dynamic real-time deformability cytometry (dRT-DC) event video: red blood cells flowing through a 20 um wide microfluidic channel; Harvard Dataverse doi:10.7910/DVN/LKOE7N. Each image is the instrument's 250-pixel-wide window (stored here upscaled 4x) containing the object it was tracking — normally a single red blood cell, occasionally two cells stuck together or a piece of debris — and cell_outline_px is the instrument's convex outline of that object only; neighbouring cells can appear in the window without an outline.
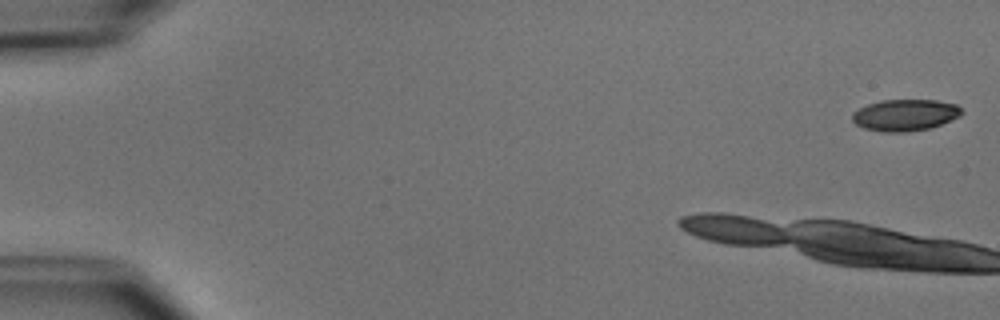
{"species": "common noctule bat (a hibernating species)", "species_latin": "Nyctalus noctula", "temperature_condition": "cold", "stored_images_in_passage": 5, "camera_frame_rate_fps": 3000, "um_per_image_px": 0.085, "animal": {"sex": "male", "body_mass_g": 15.6}, "frame": {"image": 1, "passage_image": 1, "time_ms": 0.0, "image_size_px": [1000, 320], "cell_outline_px": [[964, 112], [960, 116], [940, 124], [928, 128], [904, 132], [880, 132], [864, 128], [856, 124], [852, 120], [852, 112], [868, 104], [880, 100], [936, 100], [956, 104]], "centroid_in_image_um": [76.91, 9.77], "position_along_channel_um": 8.1, "area_um2": 20.06}}